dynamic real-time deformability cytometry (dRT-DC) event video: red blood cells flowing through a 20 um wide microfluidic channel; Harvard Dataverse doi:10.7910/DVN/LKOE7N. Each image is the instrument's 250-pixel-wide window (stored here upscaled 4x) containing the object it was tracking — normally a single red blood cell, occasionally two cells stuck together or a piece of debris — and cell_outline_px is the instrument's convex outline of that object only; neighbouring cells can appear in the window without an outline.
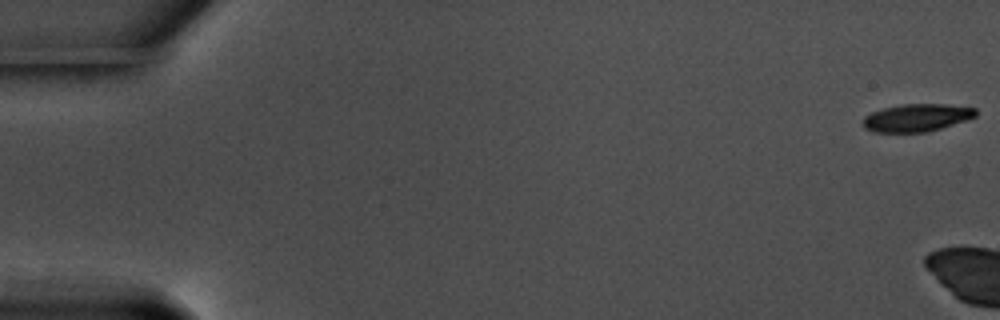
{"species": "common noctule bat (a hibernating species)", "species_latin": "Nyctalus noctula", "temperature_condition": "warm", "stored_images_in_passage": 5, "camera_frame_rate_fps": 3000, "um_per_image_px": 0.085, "animal": {"sex": "male", "body_mass_g": 17.5, "forearm_length_mm": 52.3}, "frame": {"image": 1, "passage_image": 1, "time_ms": 0.0, "image_size_px": [1000, 320], "cell_outline_px": [[976, 116], [928, 132], [872, 132], [864, 128], [864, 116], [872, 112], [884, 108], [904, 104], [944, 104], [976, 108]], "centroid_in_image_um": [77.89, 10.01], "position_along_channel_um": 7.1, "area_um2": 17.92}}